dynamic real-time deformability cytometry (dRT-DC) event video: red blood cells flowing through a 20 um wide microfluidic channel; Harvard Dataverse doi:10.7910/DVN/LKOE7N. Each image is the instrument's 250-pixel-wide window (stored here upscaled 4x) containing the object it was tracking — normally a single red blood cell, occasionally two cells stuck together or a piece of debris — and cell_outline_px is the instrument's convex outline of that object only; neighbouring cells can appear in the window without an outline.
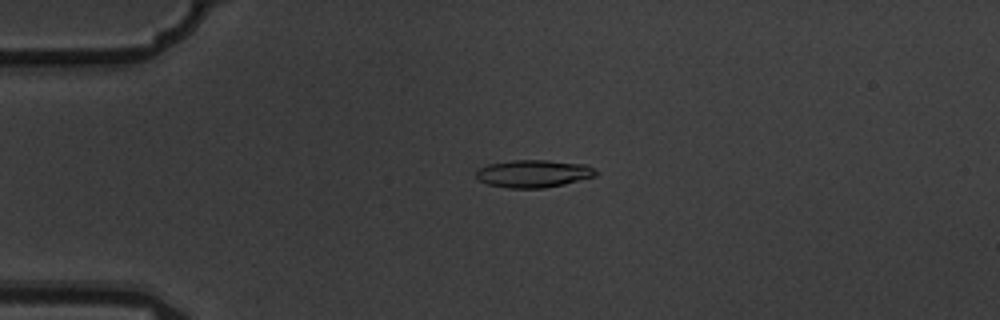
{"species": "common noctule bat (a hibernating species)", "species_latin": "Nyctalus noctula", "temperature_condition": "warm", "stored_images_in_passage": 5, "camera_frame_rate_fps": 3000, "um_per_image_px": 0.085, "animal": {"sex": "male", "body_mass_g": 19.5, "forearm_length_mm": 54.6}, "frame": {"image": 1, "passage_image": 3, "time_ms": 0.667, "image_size_px": [1000, 320], "cell_outline_px": [[600, 172], [596, 176], [564, 184], [544, 188], [508, 188], [488, 184], [480, 180], [476, 176], [476, 168], [488, 164], [512, 160], [548, 160], [588, 164], [596, 168]], "centroid_in_image_um": [45.39, 14.74], "position_along_channel_um": 39.6, "area_um2": 19.54}}
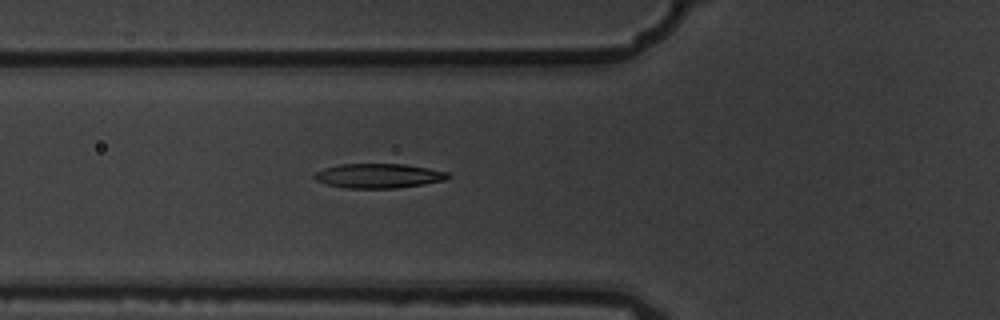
{"frame": {"image": 2, "passage_image": 5, "time_ms": 1.333, "image_size_px": [1000, 320], "cell_outline_px": [[452, 176], [444, 180], [424, 184], [396, 188], [344, 188], [324, 184], [316, 180], [312, 176], [316, 172], [324, 168], [340, 164], [404, 164], [428, 168], [448, 172]], "centroid_in_image_um": [32.16, 14.95], "position_along_channel_um": 93.6, "area_um2": 19.13}}